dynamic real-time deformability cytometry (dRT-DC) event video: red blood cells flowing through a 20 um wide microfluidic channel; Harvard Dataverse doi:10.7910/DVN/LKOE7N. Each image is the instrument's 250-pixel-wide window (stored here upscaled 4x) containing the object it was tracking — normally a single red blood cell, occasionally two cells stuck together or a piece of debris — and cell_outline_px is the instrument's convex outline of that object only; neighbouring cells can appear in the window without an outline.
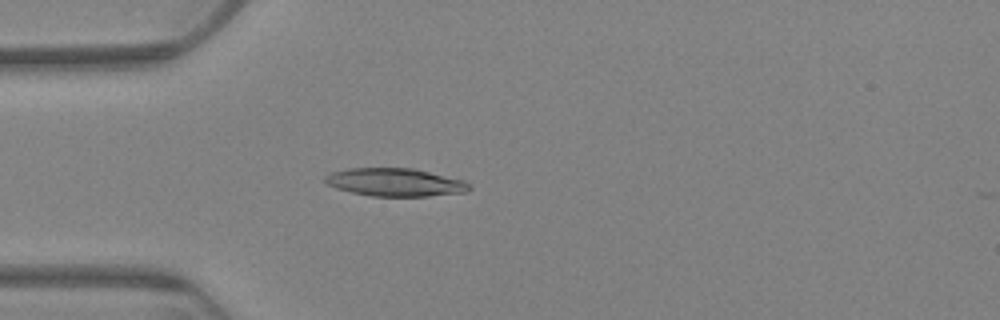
{"species": "Egyptian fruit bat (a non-hibernating species)", "species_latin": "Rousettus aegyptiacus", "temperature_condition": "warm", "stored_images_in_passage": 52, "camera_frame_rate_fps": 3000, "um_per_image_px": 0.085, "animal": {"sex": "female"}, "frame": {"image": 1, "passage_image": 8, "time_ms": 2.333, "image_size_px": [1000, 320], "cell_outline_px": [[472, 188], [468, 192], [428, 196], [372, 196], [352, 192], [336, 188], [328, 184], [324, 180], [324, 176], [332, 172], [348, 168], [412, 168], [464, 180]], "centroid_in_image_um": [33.6, 15.49], "position_along_channel_um": 51.4, "area_um2": 23.47}}
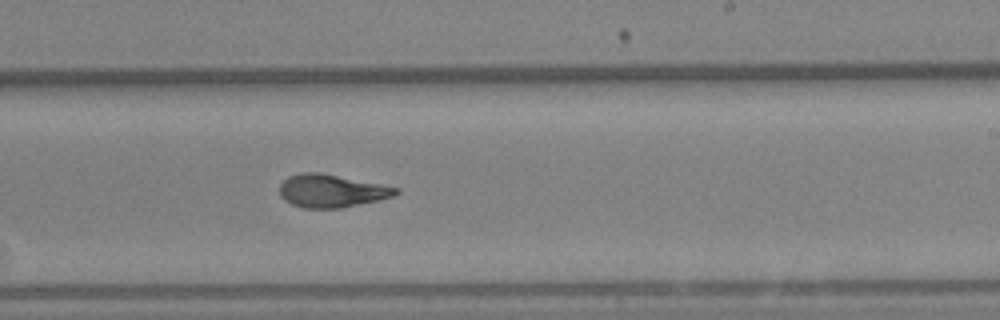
{"frame": {"image": 2, "passage_image": 28, "time_ms": 9.0, "image_size_px": [1000, 320], "cell_outline_px": [[400, 192], [396, 196], [380, 200], [340, 208], [304, 208], [292, 204], [284, 200], [280, 196], [280, 184], [288, 176], [300, 172], [320, 172], [400, 188]], "centroid_in_image_um": [28.19, 16.22], "position_along_channel_um": 260.8, "area_um2": 22.43}}
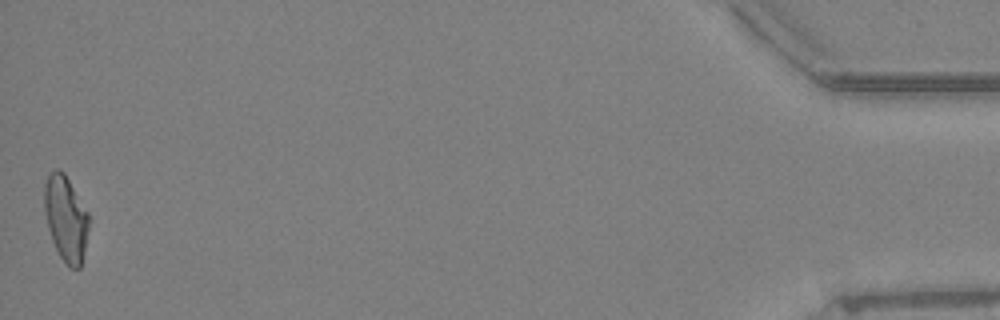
{"frame": {"image": 3, "passage_image": 52, "time_ms": 17.0, "image_size_px": [1000, 320], "cell_outline_px": [[88, 228], [80, 268], [72, 268], [60, 256], [52, 240], [48, 228], [44, 212], [44, 184], [48, 176], [56, 168], [64, 172], [88, 212]], "centroid_in_image_um": [5.57, 18.52], "position_along_channel_um": 429.6, "area_um2": 21.73}, "authors_computed_cell_mechanics": {"area_um2": 22.4264, "velocity_mm_per_s": 3.3082, "shape_relaxation_time_tau1_ms": 7.0412, "shape_relaxation_time_tau2_ms": 1.8355, "deformation_change_tau1": 0.1964, "deformation_change_tau2": 0.0865}}